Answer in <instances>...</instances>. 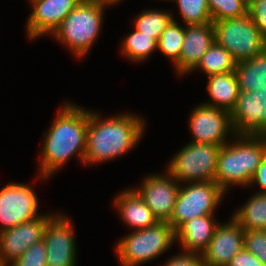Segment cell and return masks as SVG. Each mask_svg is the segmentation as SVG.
Masks as SVG:
<instances>
[{"label":"cell","instance_id":"603a6c76","mask_svg":"<svg viewBox=\"0 0 266 266\" xmlns=\"http://www.w3.org/2000/svg\"><path fill=\"white\" fill-rule=\"evenodd\" d=\"M235 68L236 62L232 55L224 47L214 42L193 70L201 69L209 77L233 72Z\"/></svg>","mask_w":266,"mask_h":266},{"label":"cell","instance_id":"ac0fdd59","mask_svg":"<svg viewBox=\"0 0 266 266\" xmlns=\"http://www.w3.org/2000/svg\"><path fill=\"white\" fill-rule=\"evenodd\" d=\"M214 214L195 217L186 221L175 231V240L183 251L202 254L210 243L219 224Z\"/></svg>","mask_w":266,"mask_h":266},{"label":"cell","instance_id":"3957f363","mask_svg":"<svg viewBox=\"0 0 266 266\" xmlns=\"http://www.w3.org/2000/svg\"><path fill=\"white\" fill-rule=\"evenodd\" d=\"M233 138L234 141L221 146L217 160L215 182L225 193L233 184L250 186L266 156V136L235 135Z\"/></svg>","mask_w":266,"mask_h":266},{"label":"cell","instance_id":"30bf717a","mask_svg":"<svg viewBox=\"0 0 266 266\" xmlns=\"http://www.w3.org/2000/svg\"><path fill=\"white\" fill-rule=\"evenodd\" d=\"M189 121L193 143L224 146L229 142L228 134L233 137L236 135L230 112L222 108L198 105L192 111Z\"/></svg>","mask_w":266,"mask_h":266},{"label":"cell","instance_id":"f1b7e54d","mask_svg":"<svg viewBox=\"0 0 266 266\" xmlns=\"http://www.w3.org/2000/svg\"><path fill=\"white\" fill-rule=\"evenodd\" d=\"M244 249L266 266V230H244Z\"/></svg>","mask_w":266,"mask_h":266},{"label":"cell","instance_id":"7c38bea8","mask_svg":"<svg viewBox=\"0 0 266 266\" xmlns=\"http://www.w3.org/2000/svg\"><path fill=\"white\" fill-rule=\"evenodd\" d=\"M230 114L236 135L266 136V88L240 91Z\"/></svg>","mask_w":266,"mask_h":266},{"label":"cell","instance_id":"d6986e66","mask_svg":"<svg viewBox=\"0 0 266 266\" xmlns=\"http://www.w3.org/2000/svg\"><path fill=\"white\" fill-rule=\"evenodd\" d=\"M114 200L121 219L134 231L154 226L158 222L152 210L133 188L118 193Z\"/></svg>","mask_w":266,"mask_h":266},{"label":"cell","instance_id":"4fadbf2b","mask_svg":"<svg viewBox=\"0 0 266 266\" xmlns=\"http://www.w3.org/2000/svg\"><path fill=\"white\" fill-rule=\"evenodd\" d=\"M180 183L169 174H152L144 178L141 187L133 189L152 210L158 222H169L174 212Z\"/></svg>","mask_w":266,"mask_h":266},{"label":"cell","instance_id":"cb8c5ba5","mask_svg":"<svg viewBox=\"0 0 266 266\" xmlns=\"http://www.w3.org/2000/svg\"><path fill=\"white\" fill-rule=\"evenodd\" d=\"M171 14V12L156 9L142 11L136 16L134 27L136 30L152 37L158 43L160 35L174 19Z\"/></svg>","mask_w":266,"mask_h":266},{"label":"cell","instance_id":"7a4b0ae2","mask_svg":"<svg viewBox=\"0 0 266 266\" xmlns=\"http://www.w3.org/2000/svg\"><path fill=\"white\" fill-rule=\"evenodd\" d=\"M144 120L131 113L101 119L89 110L84 163L97 164L128 153L143 136ZM90 163V164H89Z\"/></svg>","mask_w":266,"mask_h":266},{"label":"cell","instance_id":"9c48e42d","mask_svg":"<svg viewBox=\"0 0 266 266\" xmlns=\"http://www.w3.org/2000/svg\"><path fill=\"white\" fill-rule=\"evenodd\" d=\"M38 198L35 191L22 183H8L0 190V232L11 229L38 215Z\"/></svg>","mask_w":266,"mask_h":266},{"label":"cell","instance_id":"1f68e13d","mask_svg":"<svg viewBox=\"0 0 266 266\" xmlns=\"http://www.w3.org/2000/svg\"><path fill=\"white\" fill-rule=\"evenodd\" d=\"M163 266H207L202 254L183 251L179 255L172 256Z\"/></svg>","mask_w":266,"mask_h":266},{"label":"cell","instance_id":"4dcf8cb0","mask_svg":"<svg viewBox=\"0 0 266 266\" xmlns=\"http://www.w3.org/2000/svg\"><path fill=\"white\" fill-rule=\"evenodd\" d=\"M248 14L261 35L266 39V0H249Z\"/></svg>","mask_w":266,"mask_h":266},{"label":"cell","instance_id":"8992f818","mask_svg":"<svg viewBox=\"0 0 266 266\" xmlns=\"http://www.w3.org/2000/svg\"><path fill=\"white\" fill-rule=\"evenodd\" d=\"M215 42L224 47L236 63L251 59L266 49L261 35L249 14L213 22Z\"/></svg>","mask_w":266,"mask_h":266},{"label":"cell","instance_id":"8fae6325","mask_svg":"<svg viewBox=\"0 0 266 266\" xmlns=\"http://www.w3.org/2000/svg\"><path fill=\"white\" fill-rule=\"evenodd\" d=\"M71 220L62 214L53 215L44 230L47 266H76L75 233Z\"/></svg>","mask_w":266,"mask_h":266},{"label":"cell","instance_id":"d4e9b609","mask_svg":"<svg viewBox=\"0 0 266 266\" xmlns=\"http://www.w3.org/2000/svg\"><path fill=\"white\" fill-rule=\"evenodd\" d=\"M122 42L123 55L134 62L145 61L157 49V42L152 37L135 28Z\"/></svg>","mask_w":266,"mask_h":266},{"label":"cell","instance_id":"5bb4252c","mask_svg":"<svg viewBox=\"0 0 266 266\" xmlns=\"http://www.w3.org/2000/svg\"><path fill=\"white\" fill-rule=\"evenodd\" d=\"M42 214L28 222L0 232V266H9L29 247L41 241L48 220L53 216Z\"/></svg>","mask_w":266,"mask_h":266},{"label":"cell","instance_id":"7402d4cb","mask_svg":"<svg viewBox=\"0 0 266 266\" xmlns=\"http://www.w3.org/2000/svg\"><path fill=\"white\" fill-rule=\"evenodd\" d=\"M254 194L231 217L244 230H266V193Z\"/></svg>","mask_w":266,"mask_h":266},{"label":"cell","instance_id":"4316f807","mask_svg":"<svg viewBox=\"0 0 266 266\" xmlns=\"http://www.w3.org/2000/svg\"><path fill=\"white\" fill-rule=\"evenodd\" d=\"M178 3L179 14L185 25L212 22L207 0H172Z\"/></svg>","mask_w":266,"mask_h":266},{"label":"cell","instance_id":"44dd1931","mask_svg":"<svg viewBox=\"0 0 266 266\" xmlns=\"http://www.w3.org/2000/svg\"><path fill=\"white\" fill-rule=\"evenodd\" d=\"M239 90L254 92L266 88V49L249 60L236 63Z\"/></svg>","mask_w":266,"mask_h":266},{"label":"cell","instance_id":"484cf974","mask_svg":"<svg viewBox=\"0 0 266 266\" xmlns=\"http://www.w3.org/2000/svg\"><path fill=\"white\" fill-rule=\"evenodd\" d=\"M184 37L185 27L183 28L173 19L162 32L157 43V49L171 59L174 66L179 62Z\"/></svg>","mask_w":266,"mask_h":266},{"label":"cell","instance_id":"2e32d148","mask_svg":"<svg viewBox=\"0 0 266 266\" xmlns=\"http://www.w3.org/2000/svg\"><path fill=\"white\" fill-rule=\"evenodd\" d=\"M244 249V229L232 218L218 224L207 249L202 253L207 266H226Z\"/></svg>","mask_w":266,"mask_h":266},{"label":"cell","instance_id":"9a60e30c","mask_svg":"<svg viewBox=\"0 0 266 266\" xmlns=\"http://www.w3.org/2000/svg\"><path fill=\"white\" fill-rule=\"evenodd\" d=\"M33 7L28 16L26 32L29 39L52 35L65 17L81 0H29Z\"/></svg>","mask_w":266,"mask_h":266},{"label":"cell","instance_id":"836d02e7","mask_svg":"<svg viewBox=\"0 0 266 266\" xmlns=\"http://www.w3.org/2000/svg\"><path fill=\"white\" fill-rule=\"evenodd\" d=\"M258 184L261 188V193H266V156L262 160L260 166L257 168L256 174L254 175L250 185Z\"/></svg>","mask_w":266,"mask_h":266},{"label":"cell","instance_id":"e0dca14e","mask_svg":"<svg viewBox=\"0 0 266 266\" xmlns=\"http://www.w3.org/2000/svg\"><path fill=\"white\" fill-rule=\"evenodd\" d=\"M185 26L180 59L174 66L179 75L193 72L202 56L215 42L213 22Z\"/></svg>","mask_w":266,"mask_h":266},{"label":"cell","instance_id":"5b68a950","mask_svg":"<svg viewBox=\"0 0 266 266\" xmlns=\"http://www.w3.org/2000/svg\"><path fill=\"white\" fill-rule=\"evenodd\" d=\"M175 242L172 226L168 222H157L124 236L117 243L116 255L121 266H139L159 257Z\"/></svg>","mask_w":266,"mask_h":266},{"label":"cell","instance_id":"52a82bcc","mask_svg":"<svg viewBox=\"0 0 266 266\" xmlns=\"http://www.w3.org/2000/svg\"><path fill=\"white\" fill-rule=\"evenodd\" d=\"M221 146L190 142L170 160L167 173L179 183L215 182Z\"/></svg>","mask_w":266,"mask_h":266},{"label":"cell","instance_id":"e575fe53","mask_svg":"<svg viewBox=\"0 0 266 266\" xmlns=\"http://www.w3.org/2000/svg\"><path fill=\"white\" fill-rule=\"evenodd\" d=\"M97 1L100 2L105 7H107L108 5L110 6L121 2V0H97Z\"/></svg>","mask_w":266,"mask_h":266},{"label":"cell","instance_id":"ba28073f","mask_svg":"<svg viewBox=\"0 0 266 266\" xmlns=\"http://www.w3.org/2000/svg\"><path fill=\"white\" fill-rule=\"evenodd\" d=\"M182 186L168 222L174 231L195 217L215 214V209L226 194L214 181L188 183L187 187Z\"/></svg>","mask_w":266,"mask_h":266},{"label":"cell","instance_id":"ffe728a7","mask_svg":"<svg viewBox=\"0 0 266 266\" xmlns=\"http://www.w3.org/2000/svg\"><path fill=\"white\" fill-rule=\"evenodd\" d=\"M207 91L211 101L204 105L231 112L240 92L235 71L209 76Z\"/></svg>","mask_w":266,"mask_h":266},{"label":"cell","instance_id":"f546056e","mask_svg":"<svg viewBox=\"0 0 266 266\" xmlns=\"http://www.w3.org/2000/svg\"><path fill=\"white\" fill-rule=\"evenodd\" d=\"M9 266H47L45 241L42 239L29 247Z\"/></svg>","mask_w":266,"mask_h":266},{"label":"cell","instance_id":"d6a6232c","mask_svg":"<svg viewBox=\"0 0 266 266\" xmlns=\"http://www.w3.org/2000/svg\"><path fill=\"white\" fill-rule=\"evenodd\" d=\"M226 266H265L253 254L243 249Z\"/></svg>","mask_w":266,"mask_h":266},{"label":"cell","instance_id":"6da1fadb","mask_svg":"<svg viewBox=\"0 0 266 266\" xmlns=\"http://www.w3.org/2000/svg\"><path fill=\"white\" fill-rule=\"evenodd\" d=\"M89 110L65 103L50 129L44 133L40 163V176L46 179L60 169L72 156L84 163Z\"/></svg>","mask_w":266,"mask_h":266},{"label":"cell","instance_id":"277c9868","mask_svg":"<svg viewBox=\"0 0 266 266\" xmlns=\"http://www.w3.org/2000/svg\"><path fill=\"white\" fill-rule=\"evenodd\" d=\"M105 8L97 0H81L51 36L66 45L76 57L85 56L99 36Z\"/></svg>","mask_w":266,"mask_h":266},{"label":"cell","instance_id":"83f0119b","mask_svg":"<svg viewBox=\"0 0 266 266\" xmlns=\"http://www.w3.org/2000/svg\"><path fill=\"white\" fill-rule=\"evenodd\" d=\"M212 22L248 14L249 0H207Z\"/></svg>","mask_w":266,"mask_h":266}]
</instances>
